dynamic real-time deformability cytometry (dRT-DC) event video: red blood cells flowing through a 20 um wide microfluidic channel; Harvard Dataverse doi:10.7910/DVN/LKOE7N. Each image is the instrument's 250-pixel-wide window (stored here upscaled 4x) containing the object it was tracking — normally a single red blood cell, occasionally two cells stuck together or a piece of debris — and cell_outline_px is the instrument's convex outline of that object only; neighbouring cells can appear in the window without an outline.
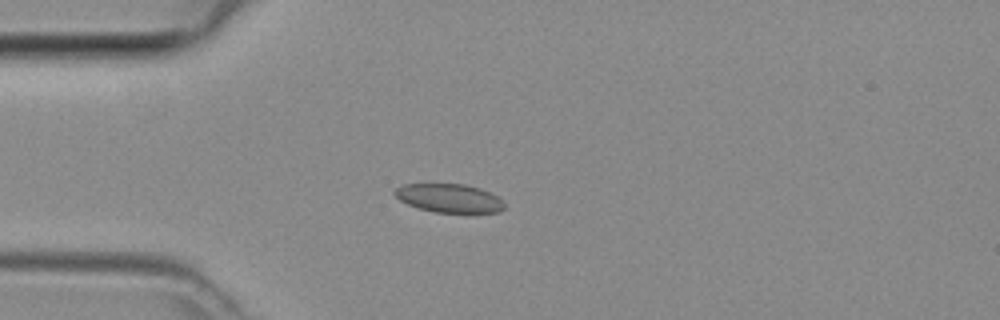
{"species": "common noctule bat (a hibernating species)", "species_latin": "Nyctalus noctula", "temperature_condition": "room temperature", "stored_images_in_passage": 45, "camera_frame_rate_fps": 3000, "um_per_image_px": 0.085, "animal": {"sex": "female", "body_mass_g": 29.2, "forearm_length_mm": 56.3}, "frame": {"image": 1, "passage_image": 11, "time_ms": 3.333, "image_size_px": [1000, 320], "cell_outline_px": [[504, 208], [500, 212], [436, 212], [420, 208], [408, 204], [400, 200], [392, 192], [396, 188], [404, 184], [464, 184], [480, 188], [496, 196], [504, 204]], "centroid_in_image_um": [38.16, 16.83], "position_along_channel_um": 46.8, "area_um2": 17.98}}
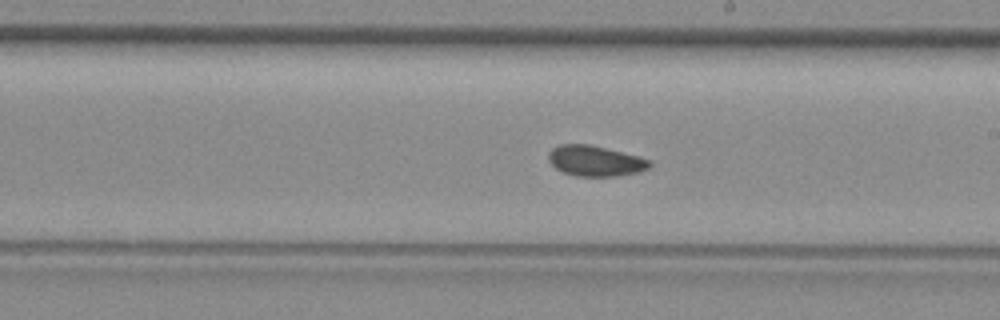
{"frame": {"image": 2, "passage_image": 25, "time_ms": 8.0, "image_size_px": [1000, 320], "cell_outline_px": [[652, 164], [648, 168], [640, 172], [620, 176], [576, 176], [564, 172], [556, 168], [548, 160], [548, 152], [552, 148], [560, 144], [588, 144], [640, 156], [652, 160]], "centroid_in_image_um": [50.63, 13.68], "position_along_channel_um": 238.4, "area_um2": 18.15}}
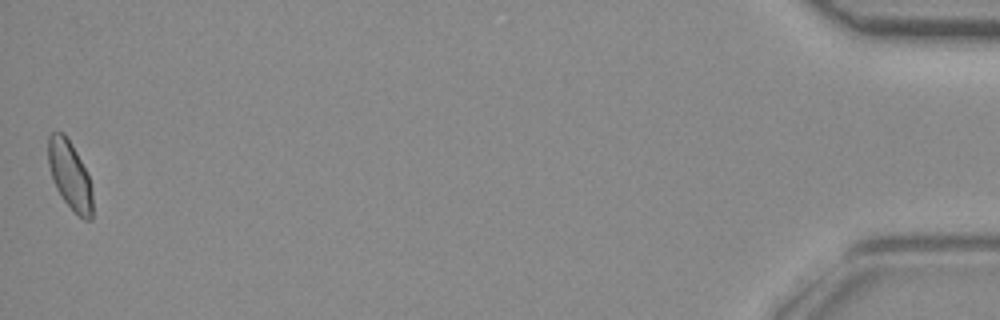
{"frame": {"image": 3, "passage_image": 45, "time_ms": 14.667, "image_size_px": [1000, 320], "cell_outline_px": [[92, 220], [84, 220], [64, 200], [56, 188], [48, 164], [48, 136], [52, 132], [64, 132], [76, 152], [88, 176], [92, 192]], "centroid_in_image_um": [5.93, 14.87], "position_along_channel_um": 429.3, "area_um2": 17.28}}